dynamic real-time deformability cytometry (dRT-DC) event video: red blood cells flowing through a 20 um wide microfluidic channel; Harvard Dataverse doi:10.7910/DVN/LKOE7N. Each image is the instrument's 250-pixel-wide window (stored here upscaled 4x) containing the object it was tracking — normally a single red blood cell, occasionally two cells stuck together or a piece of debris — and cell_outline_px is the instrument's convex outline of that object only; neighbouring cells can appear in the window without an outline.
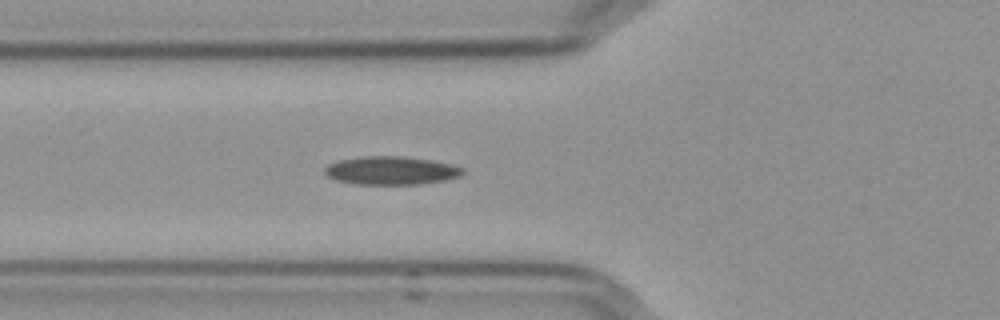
{"species": "Egyptian fruit bat (a non-hibernating species)", "species_latin": "Rousettus aegyptiacus", "temperature_condition": "cold", "stored_images_in_passage": 21, "camera_frame_rate_fps": 3000, "um_per_image_px": 0.085, "frame": {"image": 1, "passage_image": 7, "time_ms": 2.0, "image_size_px": [1000, 320], "cell_outline_px": [[464, 172], [460, 176], [448, 180], [420, 184], [356, 184], [336, 180], [328, 176], [324, 172], [324, 168], [328, 164], [340, 160], [364, 156], [400, 156], [428, 160], [448, 164], [464, 168]], "centroid_in_image_um": [33.24, 14.5], "position_along_channel_um": 92.6, "area_um2": 22.6}}
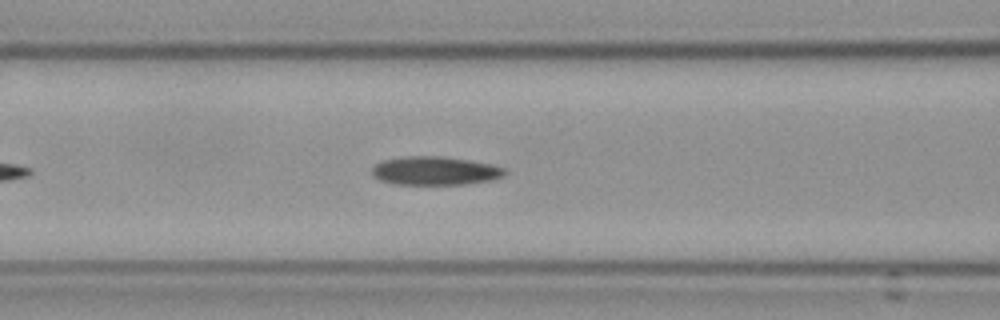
{"frame": {"image": 2, "passage_image": 10, "time_ms": 3.0, "image_size_px": [1000, 320], "cell_outline_px": [[508, 172], [504, 176], [492, 180], [464, 184], [396, 184], [380, 180], [372, 172], [372, 168], [376, 164], [384, 160], [408, 156], [440, 156], [468, 160], [488, 164], [504, 168]], "centroid_in_image_um": [37.01, 14.52], "position_along_channel_um": 129.6, "area_um2": 21.79}}